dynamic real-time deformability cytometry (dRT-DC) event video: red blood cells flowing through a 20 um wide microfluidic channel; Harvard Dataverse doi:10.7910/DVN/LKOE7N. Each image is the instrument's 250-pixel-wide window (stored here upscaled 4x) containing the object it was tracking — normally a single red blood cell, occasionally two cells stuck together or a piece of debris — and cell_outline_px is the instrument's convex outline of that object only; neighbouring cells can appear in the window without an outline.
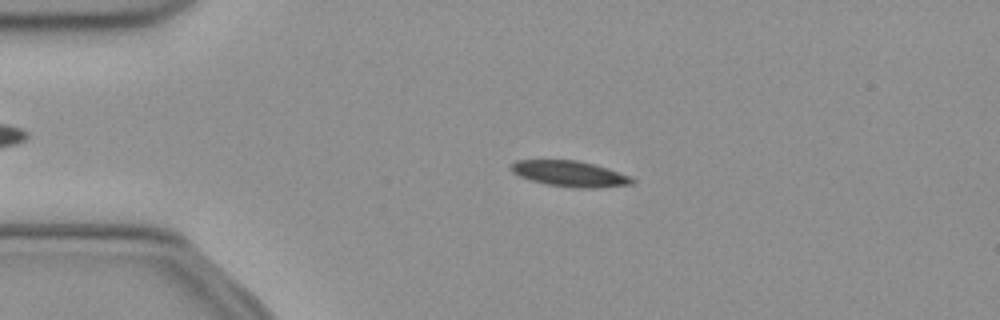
{"species": "common noctule bat (a hibernating species)", "species_latin": "Nyctalus noctula", "temperature_condition": "cold", "stored_images_in_passage": 51, "camera_frame_rate_fps": 3000, "um_per_image_px": 0.085, "animal": {"sex": "female", "body_mass_g": 21.9}, "frame": {"image": 1, "passage_image": 11, "time_ms": 3.333, "image_size_px": [1000, 320], "cell_outline_px": [[636, 180], [632, 184], [596, 188], [572, 188], [544, 184], [520, 176], [512, 172], [508, 168], [508, 164], [516, 160], [576, 160], [608, 168], [632, 176]], "centroid_in_image_um": [48.42, 14.77], "position_along_channel_um": 36.6, "area_um2": 18.44}}
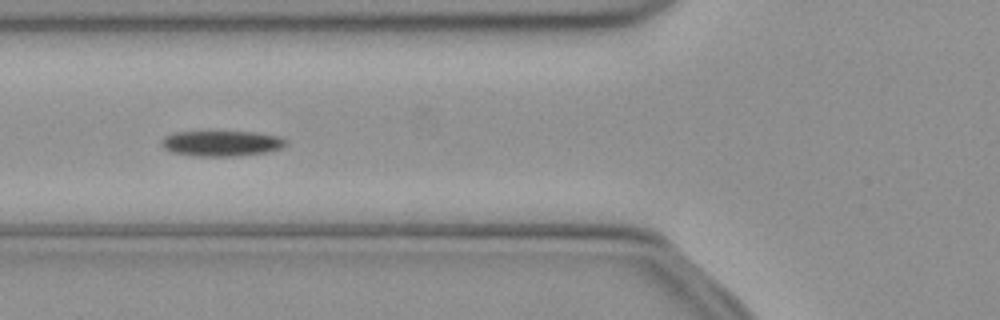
{"frame": {"image": 2, "passage_image": 19, "time_ms": 6.0, "image_size_px": [1000, 320], "cell_outline_px": [[288, 144], [280, 148], [264, 152], [236, 156], [192, 156], [172, 152], [164, 148], [160, 144], [164, 136], [176, 132], [208, 128], [256, 132], [280, 136], [288, 140]], "centroid_in_image_um": [18.8, 12.12], "position_along_channel_um": 107.0, "area_um2": 19.65}}
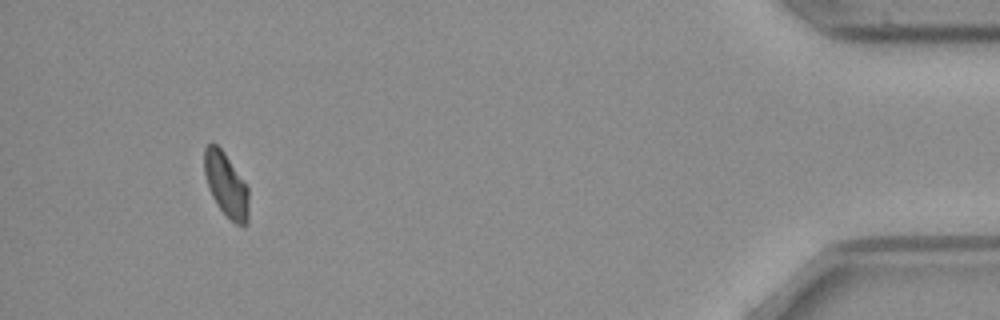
{"frame": {"image": 3, "passage_image": 48, "time_ms": 15.667, "image_size_px": [1000, 320], "cell_outline_px": [[248, 220], [244, 224], [236, 224], [216, 204], [208, 188], [204, 172], [204, 148], [208, 144], [216, 144], [224, 152], [248, 188]], "centroid_in_image_um": [19.2, 15.69], "position_along_channel_um": 416.0, "area_um2": 16.24}}